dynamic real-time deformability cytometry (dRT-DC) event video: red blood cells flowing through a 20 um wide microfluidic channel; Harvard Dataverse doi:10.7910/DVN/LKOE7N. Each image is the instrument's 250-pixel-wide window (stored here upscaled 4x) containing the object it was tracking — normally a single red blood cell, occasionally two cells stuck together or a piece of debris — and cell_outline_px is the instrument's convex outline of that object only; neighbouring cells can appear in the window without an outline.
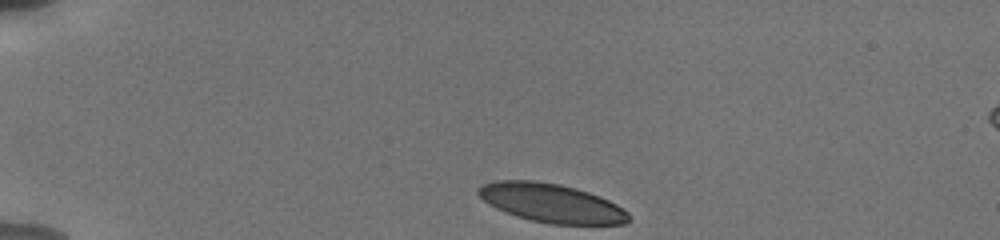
{"species": "human", "species_latin": "Homo sapiens", "temperature_condition": "cold", "stored_images_in_passage": 37, "camera_frame_rate_fps": 3000, "um_per_image_px": 0.085, "donor": {"sex": "male"}, "frame": {"image": 1, "passage_image": 1, "time_ms": 0.0, "image_size_px": [1000, 240], "cell_outline_px": [[632, 220], [624, 224], [548, 224], [516, 216], [496, 208], [488, 204], [476, 192], [484, 184], [496, 180], [536, 180], [560, 184], [576, 188], [600, 196], [616, 204], [628, 212]], "centroid_in_image_um": [46.89, 17.26], "position_along_channel_um": 38.1, "area_um2": 33.99}}
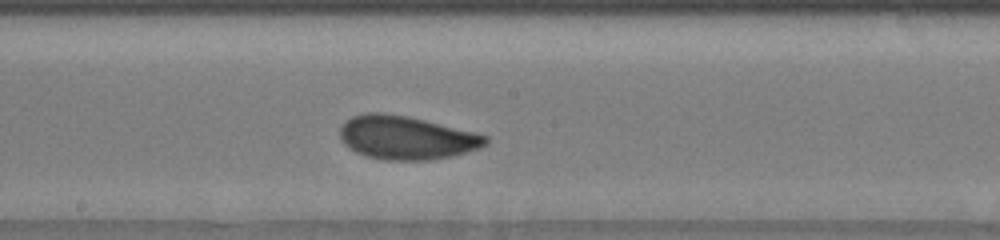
{"frame": {"image": 2, "passage_image": 20, "time_ms": 6.333, "image_size_px": [1000, 240], "cell_outline_px": [[488, 144], [480, 148], [452, 156], [428, 160], [384, 160], [364, 156], [348, 148], [344, 144], [340, 136], [340, 128], [344, 120], [352, 116], [364, 112], [384, 112], [408, 116], [488, 136]], "centroid_in_image_um": [34.48, 11.7], "position_along_channel_um": 213.7, "area_um2": 37.05}}
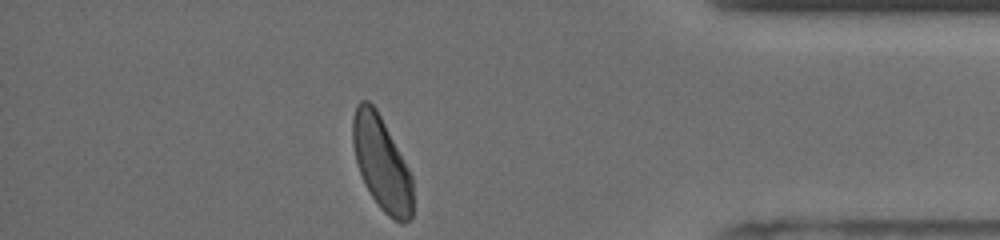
{"frame": {"image": 3, "passage_image": 37, "time_ms": 12.0, "image_size_px": [1000, 240], "cell_outline_px": [[412, 216], [408, 220], [400, 224], [392, 220], [380, 208], [364, 184], [356, 160], [352, 144], [352, 120], [356, 104], [360, 100], [368, 100], [376, 108], [408, 168], [412, 176]], "centroid_in_image_um": [32.42, 13.89], "position_along_channel_um": 402.8, "area_um2": 32.66}, "authors_computed_cell_mechanics": {"area_um2": 35.7782, "velocity_mm_per_s": 3.7832, "shape_relaxation_time_tau1_ms": 2.8703, "shape_relaxation_time_tau2_ms": 1.1232, "deformation_change_tau1": 0.1226, "deformation_change_tau2": 0.0594}}